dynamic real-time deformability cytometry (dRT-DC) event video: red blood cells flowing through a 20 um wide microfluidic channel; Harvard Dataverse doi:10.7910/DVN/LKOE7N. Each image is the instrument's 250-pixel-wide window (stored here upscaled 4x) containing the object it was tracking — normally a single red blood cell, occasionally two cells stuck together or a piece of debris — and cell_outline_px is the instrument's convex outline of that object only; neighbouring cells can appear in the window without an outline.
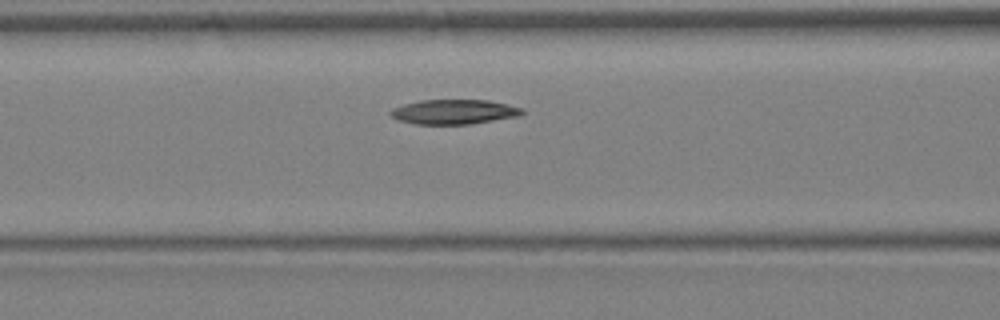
{"species": "Egyptian fruit bat (a non-hibernating species)", "species_latin": "Rousettus aegyptiacus", "temperature_condition": "warm", "stored_images_in_passage": 21, "camera_frame_rate_fps": 3000, "um_per_image_px": 0.085, "animal": {"sex": "female"}, "frame": {"image": 1, "passage_image": 6, "time_ms": 1.667, "image_size_px": [1000, 320], "cell_outline_px": [[524, 112], [520, 116], [468, 124], [416, 124], [396, 120], [388, 112], [392, 108], [404, 104], [420, 100], [488, 100], [508, 104], [524, 108]], "centroid_in_image_um": [38.59, 9.5], "position_along_channel_um": 128.0, "area_um2": 19.02}}
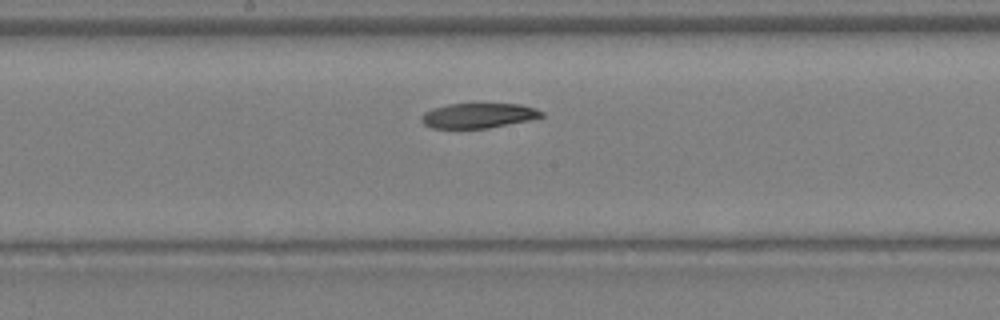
{"frame": {"image": 2, "passage_image": 10, "time_ms": 3.0, "image_size_px": [1000, 320], "cell_outline_px": [[544, 116], [532, 120], [488, 128], [432, 128], [424, 124], [420, 120], [420, 116], [424, 112], [432, 108], [448, 104], [520, 104], [536, 108], [544, 112]], "centroid_in_image_um": [40.67, 9.82], "position_along_channel_um": 207.5, "area_um2": 17.63}}
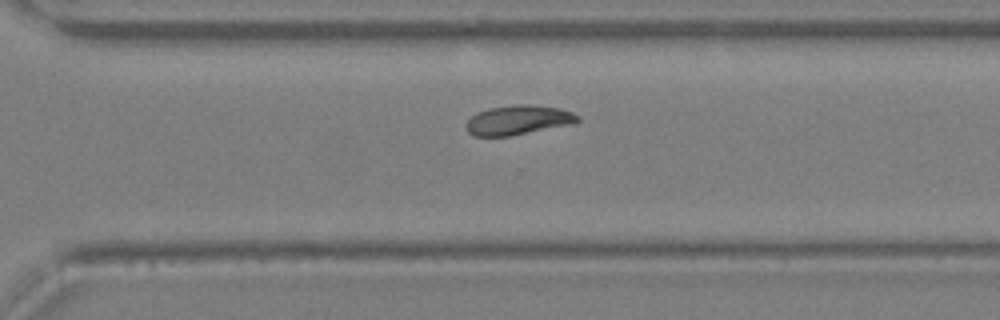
{"frame": {"image": 3, "passage_image": 16, "time_ms": 5.0, "image_size_px": [1000, 320], "cell_outline_px": [[580, 120], [576, 124], [512, 136], [472, 136], [464, 128], [464, 124], [476, 112], [488, 108], [520, 104], [528, 104], [560, 108], [572, 112], [580, 116]], "centroid_in_image_um": [44.06, 10.22], "position_along_channel_um": 326.5, "area_um2": 19.65}}